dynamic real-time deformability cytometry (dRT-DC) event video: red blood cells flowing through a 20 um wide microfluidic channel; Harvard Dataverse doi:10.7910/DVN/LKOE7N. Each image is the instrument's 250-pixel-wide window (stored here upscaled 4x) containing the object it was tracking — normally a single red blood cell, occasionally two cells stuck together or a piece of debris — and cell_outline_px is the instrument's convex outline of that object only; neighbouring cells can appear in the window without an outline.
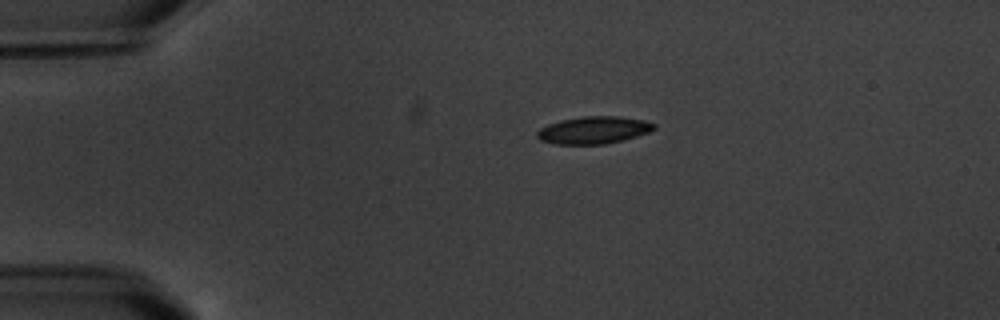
{"species": "common noctule bat (a hibernating species)", "species_latin": "Nyctalus noctula", "temperature_condition": "warm", "stored_images_in_passage": 7, "camera_frame_rate_fps": 3000, "um_per_image_px": 0.085, "animal": {"sex": "male", "body_mass_g": 20.1, "forearm_length_mm": 53.5}, "frame": {"image": 1, "passage_image": 1, "time_ms": 0.0, "image_size_px": [1000, 320], "cell_outline_px": [[656, 128], [648, 132], [624, 140], [604, 144], [556, 144], [540, 140], [536, 136], [536, 132], [540, 128], [548, 124], [560, 120], [580, 116], [616, 116], [644, 120], [656, 124]], "centroid_in_image_um": [50.44, 11.05], "position_along_channel_um": 34.6, "area_um2": 18.67}}
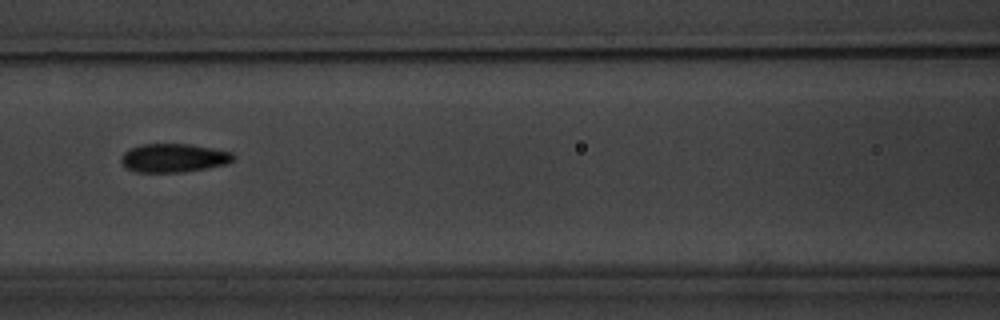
{"frame": {"image": 2, "passage_image": 5, "time_ms": 4.667, "image_size_px": [1000, 320], "cell_outline_px": [[236, 156], [228, 164], [208, 168], [184, 172], [136, 172], [124, 168], [120, 160], [120, 156], [128, 148], [140, 144], [192, 144], [232, 152]], "centroid_in_image_um": [14.73, 13.42], "position_along_channel_um": 151.9, "area_um2": 19.07}}
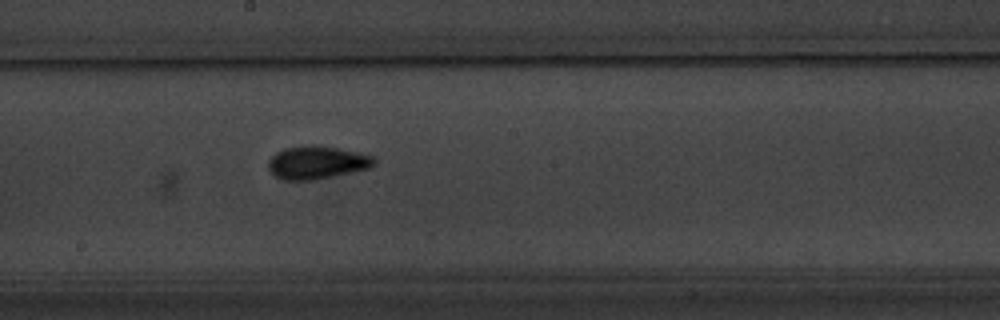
{"frame": {"image": 3, "passage_image": 7, "time_ms": 6.667, "image_size_px": [1000, 320], "cell_outline_px": [[376, 164], [368, 168], [316, 180], [284, 180], [276, 176], [268, 168], [268, 160], [276, 152], [284, 148], [308, 144], [316, 144], [340, 148], [372, 156], [376, 160]], "centroid_in_image_um": [26.92, 13.79], "position_along_channel_um": 221.3, "area_um2": 20.46}}